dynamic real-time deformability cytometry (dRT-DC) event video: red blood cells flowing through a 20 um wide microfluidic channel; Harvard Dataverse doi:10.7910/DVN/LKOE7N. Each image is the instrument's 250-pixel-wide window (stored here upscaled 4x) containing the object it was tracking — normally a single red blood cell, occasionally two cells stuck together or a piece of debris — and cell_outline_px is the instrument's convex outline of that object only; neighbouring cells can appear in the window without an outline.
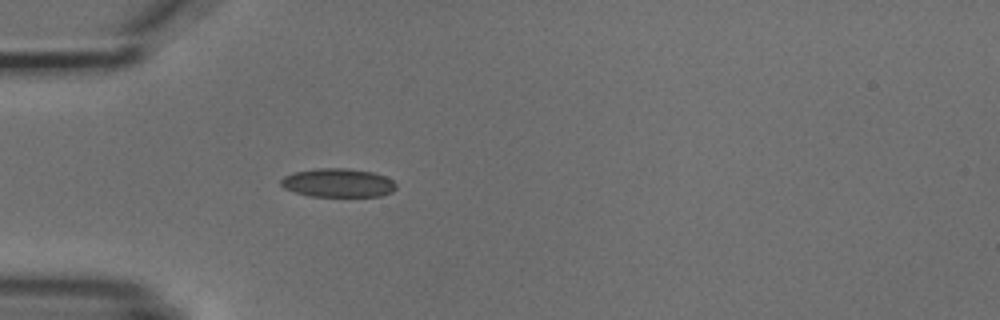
{"species": "common noctule bat (a hibernating species)", "species_latin": "Nyctalus noctula", "temperature_condition": "cold", "stored_images_in_passage": 3, "camera_frame_rate_fps": 3000, "um_per_image_px": 0.085, "animal": {"sex": "male", "body_mass_g": 18.8}, "frame": {"image": 1, "passage_image": 3, "time_ms": 3.0, "image_size_px": [1000, 320], "cell_outline_px": [[396, 188], [392, 192], [380, 196], [308, 196], [284, 188], [280, 184], [280, 180], [284, 176], [296, 172], [316, 168], [348, 168], [372, 172], [384, 176], [392, 180], [396, 184]], "centroid_in_image_um": [28.73, 15.54], "position_along_channel_um": 56.3, "area_um2": 19.19}}